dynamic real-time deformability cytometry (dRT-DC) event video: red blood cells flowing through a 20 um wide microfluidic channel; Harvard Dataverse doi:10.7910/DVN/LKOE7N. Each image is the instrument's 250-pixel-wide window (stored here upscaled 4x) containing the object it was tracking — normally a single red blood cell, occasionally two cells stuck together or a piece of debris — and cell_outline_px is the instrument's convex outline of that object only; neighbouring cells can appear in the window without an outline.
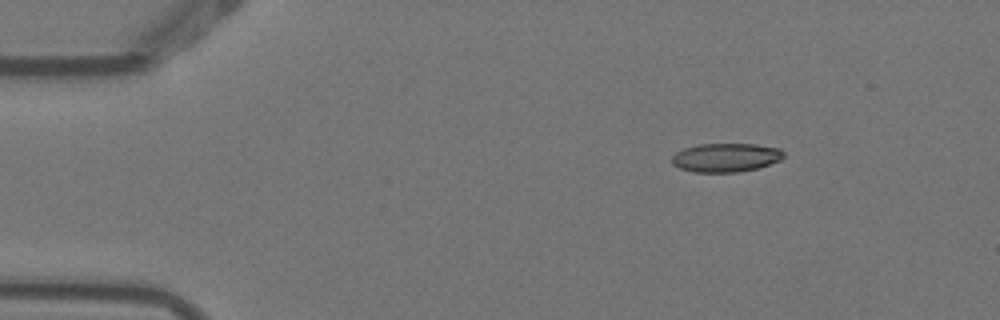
{"species": "Egyptian fruit bat (a non-hibernating species)", "species_latin": "Rousettus aegyptiacus", "temperature_condition": "warm", "stored_images_in_passage": 3, "camera_frame_rate_fps": 3000, "um_per_image_px": 0.085, "animal": {"sex": "female"}, "frame": {"image": 1, "passage_image": 1, "time_ms": 0.0, "image_size_px": [1000, 320], "cell_outline_px": [[784, 156], [780, 160], [756, 168], [740, 172], [692, 172], [680, 168], [672, 164], [672, 156], [676, 152], [684, 148], [700, 144], [756, 144], [780, 148], [784, 152]], "centroid_in_image_um": [61.69, 13.39], "position_along_channel_um": 23.3, "area_um2": 18.73}}
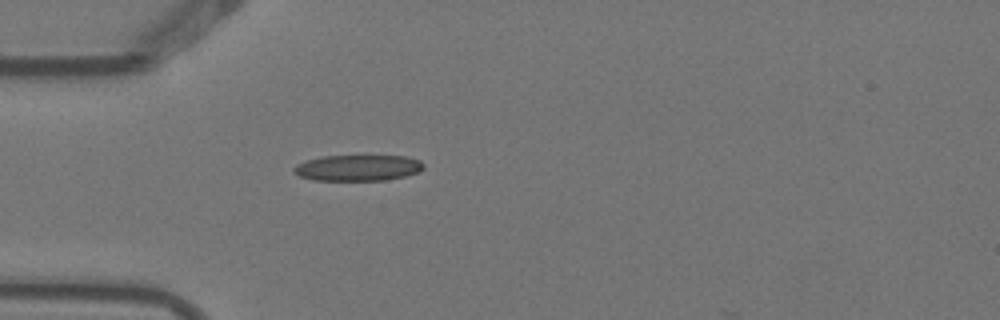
{"frame": {"image": 2, "passage_image": 3, "time_ms": 0.667, "image_size_px": [1000, 320], "cell_outline_px": [[424, 168], [416, 172], [404, 176], [384, 180], [312, 180], [300, 176], [292, 172], [292, 168], [296, 164], [320, 156], [404, 156], [420, 160], [424, 164]], "centroid_in_image_um": [30.38, 14.26], "position_along_channel_um": 54.6, "area_um2": 19.59}}